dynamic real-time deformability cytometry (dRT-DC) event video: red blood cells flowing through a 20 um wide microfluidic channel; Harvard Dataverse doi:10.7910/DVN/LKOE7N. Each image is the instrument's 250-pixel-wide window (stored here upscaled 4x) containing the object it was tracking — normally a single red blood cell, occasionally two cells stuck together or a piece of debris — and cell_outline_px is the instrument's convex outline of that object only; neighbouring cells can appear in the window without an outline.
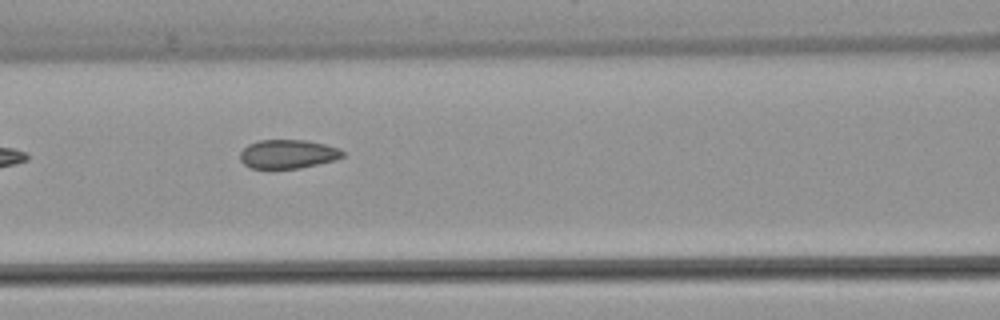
{"species": "common noctule bat (a hibernating species)", "species_latin": "Nyctalus noctula", "temperature_condition": "warm", "stored_images_in_passage": 8, "camera_frame_rate_fps": 3000, "um_per_image_px": 0.085, "animal": {"sex": "female", "body_mass_g": 22.7, "forearm_length_mm": 54.2}, "frame": {"image": 1, "passage_image": 6, "time_ms": 7.0, "image_size_px": [1000, 320], "cell_outline_px": [[344, 156], [336, 160], [300, 168], [252, 168], [244, 164], [240, 160], [240, 152], [248, 144], [260, 140], [304, 140], [324, 144], [340, 148], [344, 152]], "centroid_in_image_um": [24.48, 13.09], "position_along_channel_um": 142.1, "area_um2": 17.22}}
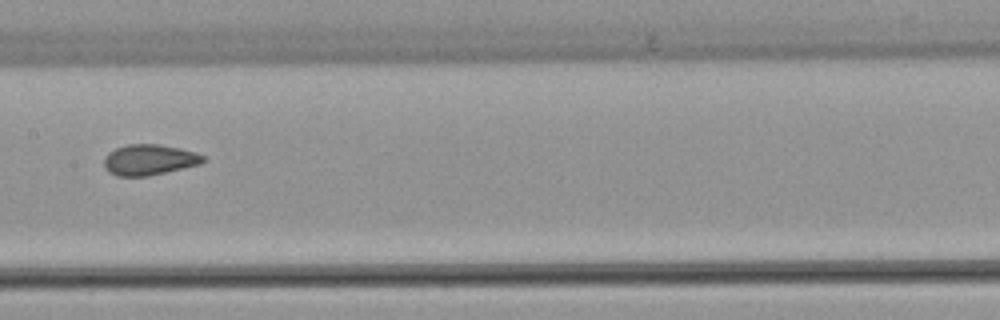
{"frame": {"image": 2, "passage_image": 7, "time_ms": 8.333, "image_size_px": [1000, 320], "cell_outline_px": [[204, 160], [200, 164], [148, 176], [116, 176], [108, 172], [104, 168], [104, 156], [108, 152], [116, 148], [128, 144], [160, 144], [180, 148], [196, 152], [204, 156]], "centroid_in_image_um": [12.65, 13.58], "position_along_channel_um": 194.8, "area_um2": 17.8}}